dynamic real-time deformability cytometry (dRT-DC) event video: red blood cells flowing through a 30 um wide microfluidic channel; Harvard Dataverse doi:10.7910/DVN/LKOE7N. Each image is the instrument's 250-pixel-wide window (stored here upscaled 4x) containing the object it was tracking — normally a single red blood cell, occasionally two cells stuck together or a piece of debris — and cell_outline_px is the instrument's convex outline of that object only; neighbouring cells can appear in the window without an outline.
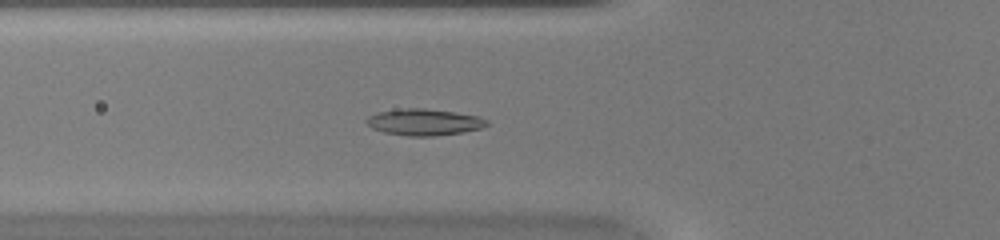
{"species": "common noctule bat (a hibernating species)", "species_latin": "Nyctalus noctula", "temperature_condition": "warm", "stored_images_in_passage": 46, "camera_frame_rate_fps": 3000, "um_per_image_px": 0.085, "animal": {"sex": "female", "body_mass_g": 20.0, "forearm_length_mm": 54.0}, "frame": {"image": 1, "passage_image": 16, "time_ms": 5.0, "image_size_px": [1000, 240], "cell_outline_px": [[488, 124], [480, 128], [464, 132], [436, 136], [408, 136], [384, 132], [372, 128], [364, 120], [368, 116], [380, 112], [404, 108], [424, 108], [480, 116], [488, 120]], "centroid_in_image_um": [36.06, 10.38], "position_along_channel_um": 89.7, "area_um2": 18.5}}
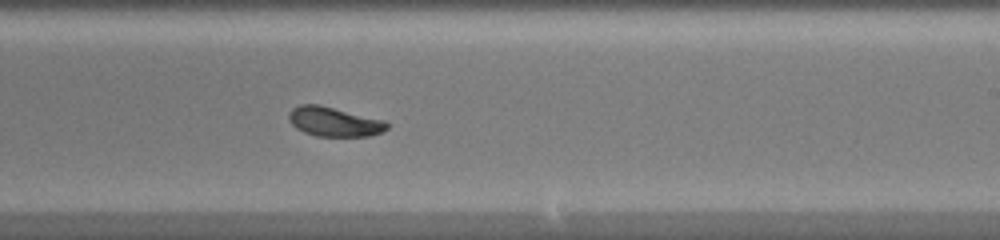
{"frame": {"image": 2, "passage_image": 28, "time_ms": 9.0, "image_size_px": [1000, 240], "cell_outline_px": [[388, 128], [384, 132], [368, 136], [316, 136], [304, 132], [296, 128], [288, 120], [288, 112], [292, 108], [300, 104], [320, 104], [384, 120], [388, 124]], "centroid_in_image_um": [28.38, 10.34], "position_along_channel_um": 260.6, "area_um2": 16.99}}
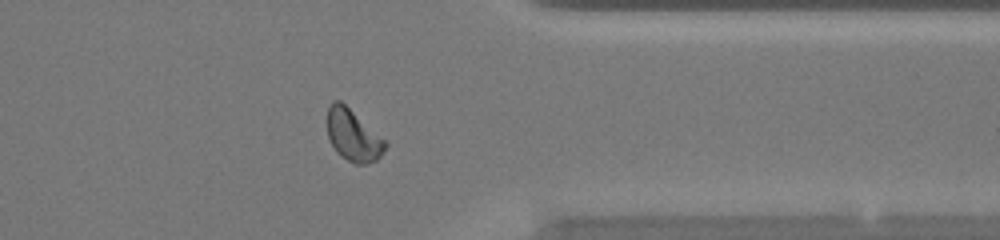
{"frame": {"image": 3, "passage_image": 37, "time_ms": 12.0, "image_size_px": [1000, 240], "cell_outline_px": [[388, 144], [380, 156], [376, 160], [368, 164], [356, 164], [340, 156], [336, 152], [328, 136], [328, 104], [332, 100], [340, 100], [388, 140]], "centroid_in_image_um": [30.05, 11.49], "position_along_channel_um": 381.4, "area_um2": 17.74}, "authors_computed_cell_mechanics": {"area_um2": 17.3111, "velocity_mm_per_s": 4.2756, "shape_relaxation_time_tau1_ms": 3.4278, "shape_relaxation_time_tau2_ms": 2.7356, "deformation_change_tau1": 0.1071, "deformation_change_tau2": 0.0775}}